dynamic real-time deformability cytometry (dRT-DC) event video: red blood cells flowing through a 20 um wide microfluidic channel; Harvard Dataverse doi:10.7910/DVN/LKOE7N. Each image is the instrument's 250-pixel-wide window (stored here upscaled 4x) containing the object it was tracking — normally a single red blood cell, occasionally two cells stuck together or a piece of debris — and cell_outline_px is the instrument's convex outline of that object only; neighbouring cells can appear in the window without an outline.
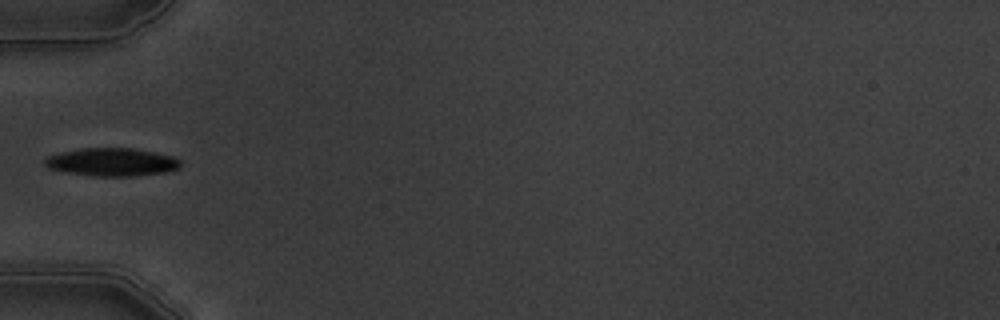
{"species": "common noctule bat (a hibernating species)", "species_latin": "Nyctalus noctula", "temperature_condition": "warm", "stored_images_in_passage": 1, "camera_frame_rate_fps": 3000, "um_per_image_px": 0.085, "animal": {"sex": "male", "body_mass_g": 19.5, "forearm_length_mm": 54.6}, "frame": {"image": 1, "passage_image": 1, "time_ms": 0.0, "image_size_px": [1000, 320], "cell_outline_px": [[180, 164], [176, 168], [164, 172], [132, 176], [96, 176], [68, 172], [48, 168], [44, 164], [44, 160], [48, 156], [60, 152], [80, 148], [132, 148], [172, 156], [180, 160]], "centroid_in_image_um": [9.46, 13.77], "position_along_channel_um": 75.5, "area_um2": 21.85}}